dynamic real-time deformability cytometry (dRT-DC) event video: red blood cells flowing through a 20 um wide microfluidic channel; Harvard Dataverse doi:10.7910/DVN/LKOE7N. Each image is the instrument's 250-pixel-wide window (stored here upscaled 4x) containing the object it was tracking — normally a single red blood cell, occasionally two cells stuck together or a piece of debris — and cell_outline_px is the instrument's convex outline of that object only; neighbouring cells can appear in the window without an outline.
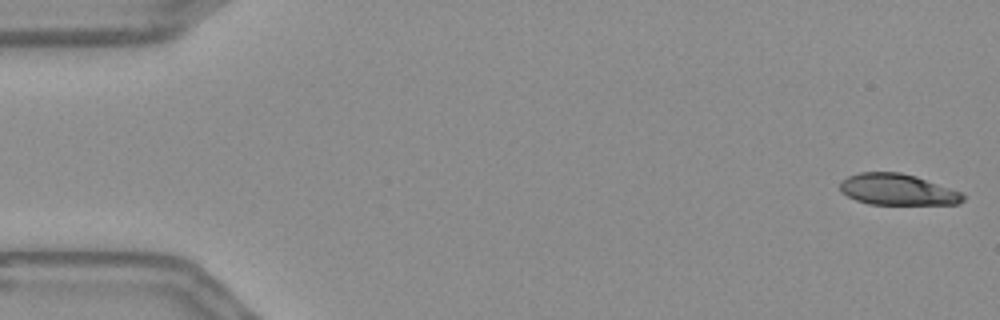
{"species": "Egyptian fruit bat (a non-hibernating species)", "species_latin": "Rousettus aegyptiacus", "temperature_condition": "warm", "stored_images_in_passage": 14, "camera_frame_rate_fps": 3000, "um_per_image_px": 0.085, "frame": {"image": 1, "passage_image": 1, "time_ms": 0.0, "image_size_px": [1000, 320], "cell_outline_px": [[964, 200], [956, 204], [868, 204], [856, 200], [840, 192], [840, 180], [848, 176], [860, 172], [900, 172], [916, 176], [964, 192]], "centroid_in_image_um": [76.29, 16.11], "position_along_channel_um": 8.7, "area_um2": 22.54}}
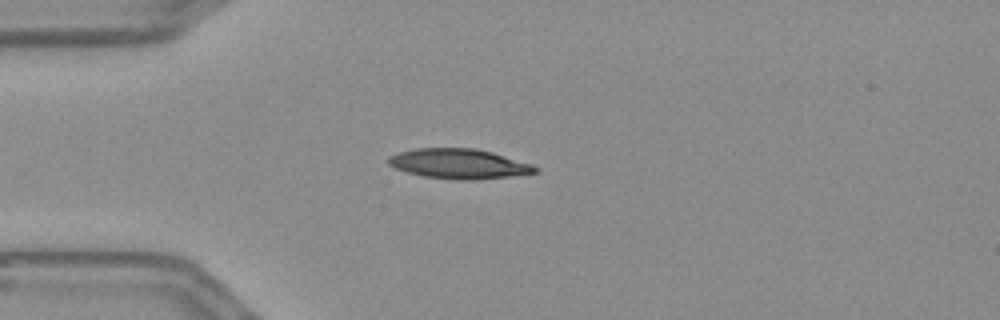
{"frame": {"image": 2, "passage_image": 14, "time_ms": 4.333, "image_size_px": [1000, 320], "cell_outline_px": [[540, 172], [512, 176], [472, 180], [460, 180], [424, 176], [408, 172], [396, 168], [388, 164], [388, 156], [400, 152], [416, 148], [476, 148], [492, 152], [532, 164], [540, 168]], "centroid_in_image_um": [39.05, 13.92], "position_along_channel_um": 45.9, "area_um2": 25.55}}